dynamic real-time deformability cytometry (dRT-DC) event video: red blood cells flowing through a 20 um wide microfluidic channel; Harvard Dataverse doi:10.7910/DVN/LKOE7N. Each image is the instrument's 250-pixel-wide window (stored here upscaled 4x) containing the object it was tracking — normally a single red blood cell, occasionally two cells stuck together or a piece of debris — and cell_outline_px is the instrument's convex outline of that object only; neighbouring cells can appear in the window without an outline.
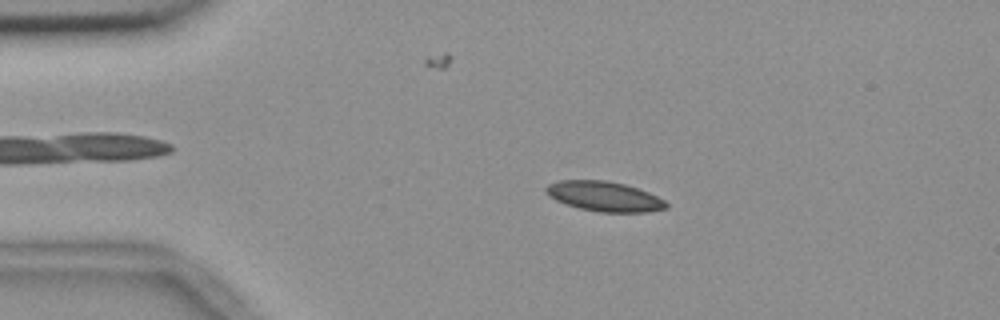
{"species": "common noctule bat (a hibernating species)", "species_latin": "Nyctalus noctula", "temperature_condition": "room temperature", "stored_images_in_passage": 55, "camera_frame_rate_fps": 3000, "um_per_image_px": 0.085, "animal": {"sex": "female", "body_mass_g": 18.4}, "frame": {"image": 1, "passage_image": 11, "time_ms": 3.333, "image_size_px": [1000, 320], "cell_outline_px": [[668, 208], [648, 212], [600, 212], [580, 208], [556, 200], [548, 196], [544, 192], [544, 188], [548, 184], [560, 180], [604, 180], [624, 184], [648, 192], [664, 200], [668, 204]], "centroid_in_image_um": [51.35, 16.69], "position_along_channel_um": 33.7, "area_um2": 20.87}}
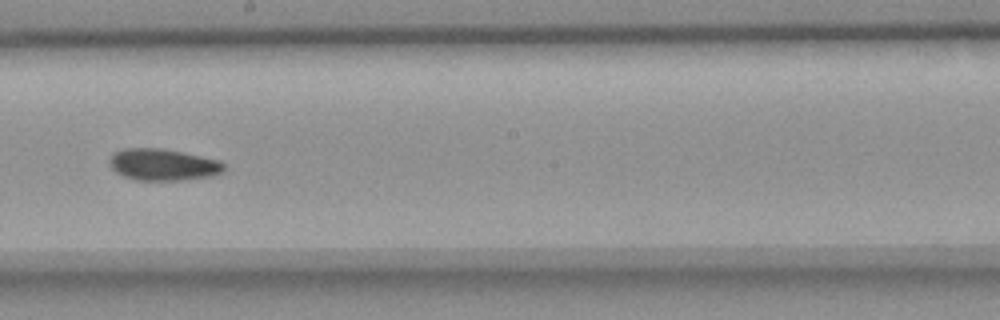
{"frame": {"image": 2, "passage_image": 31, "time_ms": 10.0, "image_size_px": [1000, 320], "cell_outline_px": [[224, 172], [212, 176], [184, 180], [136, 180], [124, 176], [116, 172], [108, 164], [108, 160], [112, 152], [124, 148], [160, 148], [220, 160], [224, 164]], "centroid_in_image_um": [13.83, 13.99], "position_along_channel_um": 234.4, "area_um2": 21.27}}
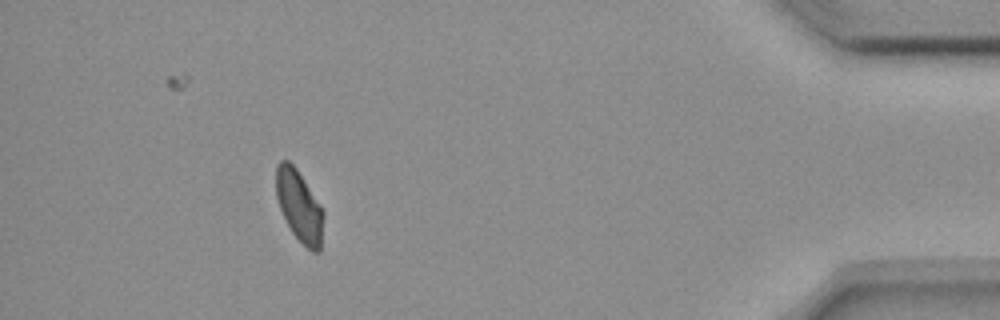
{"frame": {"image": 3, "passage_image": 50, "time_ms": 16.333, "image_size_px": [1000, 320], "cell_outline_px": [[324, 216], [320, 252], [312, 252], [292, 232], [280, 208], [276, 196], [276, 164], [280, 160], [288, 160], [296, 168], [320, 204], [324, 212]], "centroid_in_image_um": [25.44, 17.5], "position_along_channel_um": 409.8, "area_um2": 19.54}, "authors_computed_cell_mechanics": {"area_um2": 20.6924, "velocity_mm_per_s": 3.6639, "shape_relaxation_time_tau1_ms": null, "shape_relaxation_time_tau2_ms": 8.0764, "deformation_change_tau1": null, "deformation_change_tau2": 0.1005}}